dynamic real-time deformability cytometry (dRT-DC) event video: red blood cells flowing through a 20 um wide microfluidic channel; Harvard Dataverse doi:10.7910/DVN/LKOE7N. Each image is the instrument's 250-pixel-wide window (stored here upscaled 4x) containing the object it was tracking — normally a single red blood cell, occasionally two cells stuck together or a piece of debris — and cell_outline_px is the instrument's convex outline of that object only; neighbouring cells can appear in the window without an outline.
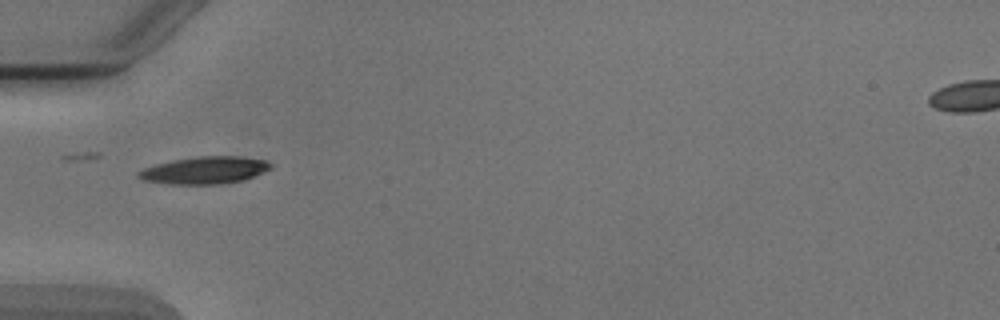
{"species": "Egyptian fruit bat (a non-hibernating species)", "species_latin": "Rousettus aegyptiacus", "temperature_condition": "cold", "stored_images_in_passage": 3, "camera_frame_rate_fps": 3000, "um_per_image_px": 0.085, "animal": {"sex": "male"}, "frame": {"image": 1, "passage_image": 1, "time_ms": 0.0, "image_size_px": [1000, 320], "cell_outline_px": [[272, 168], [264, 172], [244, 180], [220, 184], [168, 184], [144, 180], [136, 176], [136, 172], [144, 168], [156, 164], [172, 160], [200, 156], [240, 156], [268, 160], [272, 164]], "centroid_in_image_um": [17.42, 14.46], "position_along_channel_um": 67.6, "area_um2": 21.15}}
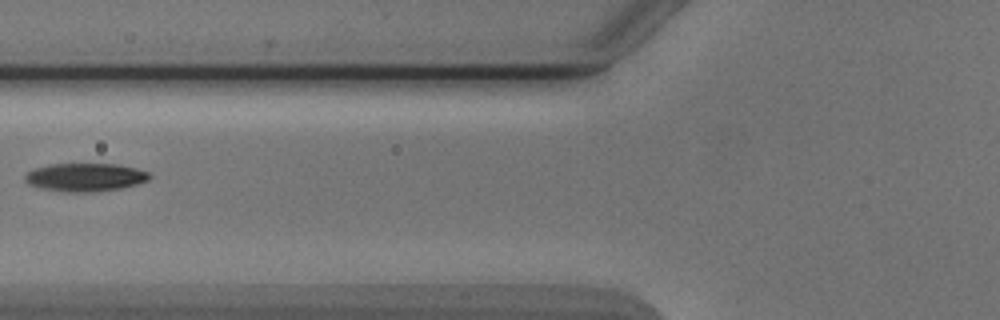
{"frame": {"image": 2, "passage_image": 2, "time_ms": 1.333, "image_size_px": [1000, 320], "cell_outline_px": [[152, 176], [148, 180], [136, 184], [120, 188], [92, 192], [64, 192], [44, 188], [28, 184], [24, 180], [24, 176], [28, 172], [36, 168], [48, 164], [116, 164], [136, 168], [148, 172]], "centroid_in_image_um": [7.24, 15.06], "position_along_channel_um": 118.6, "area_um2": 20.35}}
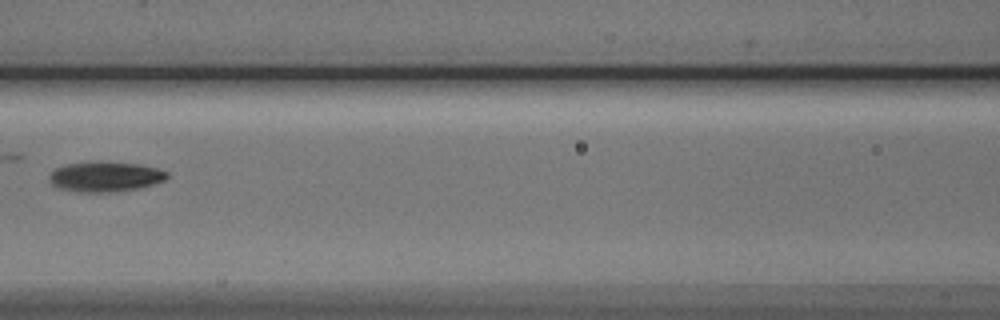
{"frame": {"image": 3, "passage_image": 3, "time_ms": 2.333, "image_size_px": [1000, 320], "cell_outline_px": [[168, 176], [164, 180], [152, 184], [136, 188], [108, 192], [88, 192], [60, 188], [52, 184], [48, 180], [48, 176], [52, 168], [64, 164], [88, 160], [104, 160], [140, 164], [156, 168], [168, 172]], "centroid_in_image_um": [8.87, 14.96], "position_along_channel_um": 157.7, "area_um2": 21.04}}